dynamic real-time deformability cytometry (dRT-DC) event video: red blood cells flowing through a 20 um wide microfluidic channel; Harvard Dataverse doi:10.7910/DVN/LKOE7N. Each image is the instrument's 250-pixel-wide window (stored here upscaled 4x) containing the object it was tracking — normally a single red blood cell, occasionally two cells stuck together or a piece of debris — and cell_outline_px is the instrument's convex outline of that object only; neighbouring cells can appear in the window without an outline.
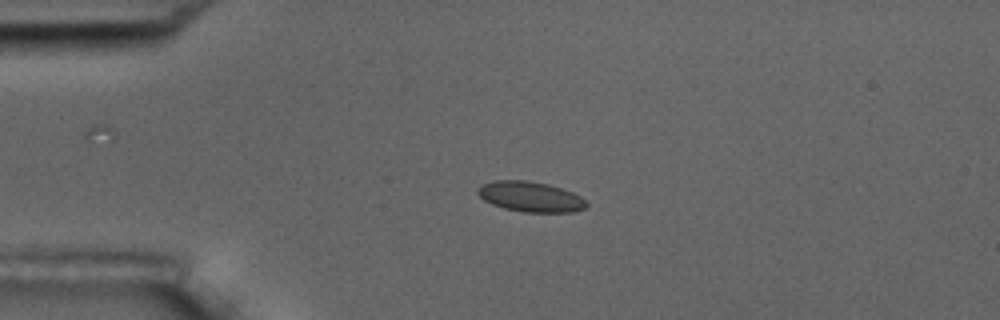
{"species": "common noctule bat (a hibernating species)", "species_latin": "Nyctalus noctula", "temperature_condition": "room temperature", "stored_images_in_passage": 5, "camera_frame_rate_fps": 3000, "um_per_image_px": 0.085, "animal": {"sex": "male", "body_mass_g": 17.5, "forearm_length_mm": 52.3}, "frame": {"image": 1, "passage_image": 4, "time_ms": 4.333, "image_size_px": [1000, 320], "cell_outline_px": [[588, 204], [584, 208], [572, 212], [524, 212], [504, 208], [492, 204], [484, 200], [476, 192], [476, 188], [480, 184], [496, 180], [528, 180], [548, 184], [572, 192], [580, 196]], "centroid_in_image_um": [45.04, 16.71], "position_along_channel_um": 40.0, "area_um2": 19.19}}